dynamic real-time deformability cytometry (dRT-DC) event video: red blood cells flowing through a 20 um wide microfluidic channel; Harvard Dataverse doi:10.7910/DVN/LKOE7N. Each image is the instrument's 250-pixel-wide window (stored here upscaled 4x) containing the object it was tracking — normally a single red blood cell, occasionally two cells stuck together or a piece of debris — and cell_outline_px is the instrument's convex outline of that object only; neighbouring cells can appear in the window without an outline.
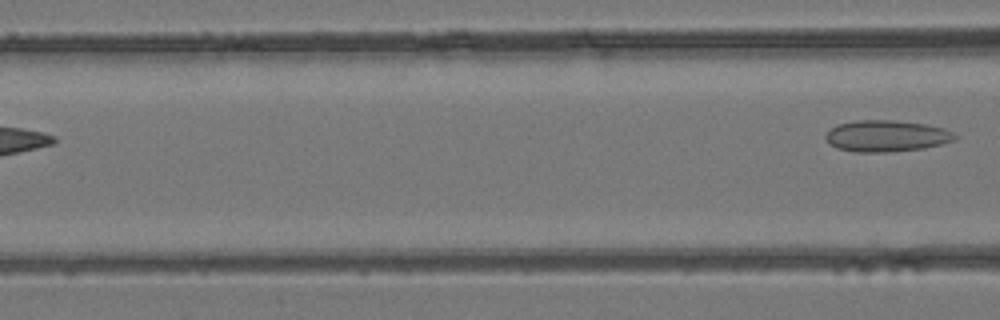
{"species": "common noctule bat (a hibernating species)", "species_latin": "Nyctalus noctula", "temperature_condition": "room temperature", "stored_images_in_passage": 4, "segment_of_instrument_passage": [2, 2], "camera_frame_rate_fps": 3000, "um_per_image_px": 0.085, "animal": {"sex": "female", "body_mass_g": 24.6, "forearm_length_mm": 56.2}, "frame": {"image": 1, "passage_image": 4, "time_ms": 1.0, "image_size_px": [1000, 320], "cell_outline_px": [[960, 136], [956, 140], [924, 148], [888, 152], [856, 152], [836, 148], [828, 144], [824, 136], [836, 124], [856, 120], [892, 120], [924, 124], [944, 128]], "centroid_in_image_um": [75.34, 11.56], "position_along_channel_um": 91.3, "area_um2": 23.81}}